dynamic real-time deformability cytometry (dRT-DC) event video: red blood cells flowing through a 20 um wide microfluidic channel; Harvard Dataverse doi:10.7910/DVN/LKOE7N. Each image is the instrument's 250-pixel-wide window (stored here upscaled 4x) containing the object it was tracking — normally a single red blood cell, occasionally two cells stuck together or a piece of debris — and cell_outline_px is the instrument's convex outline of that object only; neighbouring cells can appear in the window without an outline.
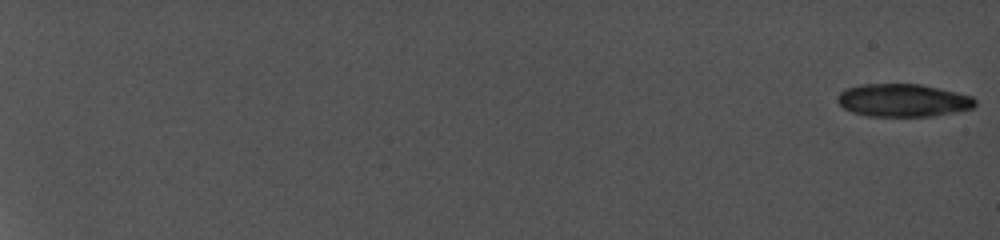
{"species": "common noctule bat (a hibernating species)", "species_latin": "Nyctalus noctula", "temperature_condition": "cold", "stored_images_in_passage": 40, "camera_frame_rate_fps": 5000, "um_per_image_px": 0.085, "animal": {"sex": "female", "body_mass_g": 19.0, "forearm_length_mm": 56.7}, "frame": {"image": 1, "passage_image": 1, "time_ms": 0.0, "image_size_px": [1000, 240], "cell_outline_px": [[976, 104], [972, 108], [932, 116], [868, 116], [852, 112], [844, 108], [836, 100], [836, 96], [840, 92], [848, 88], [860, 84], [920, 84], [956, 92], [972, 96], [976, 100]], "centroid_in_image_um": [76.73, 8.52], "position_along_channel_um": 8.3, "area_um2": 26.24}}
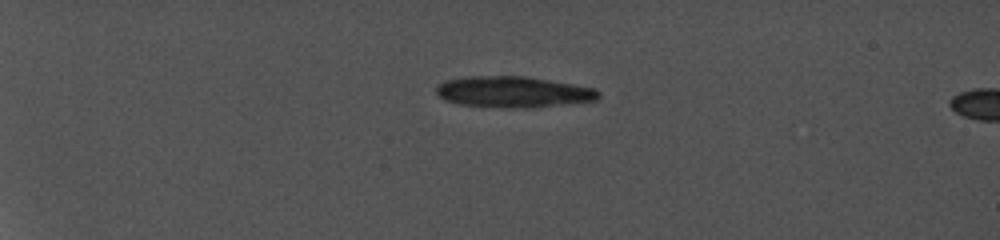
{"frame": {"image": 2, "passage_image": 34, "time_ms": 5.8, "image_size_px": [1000, 240], "cell_outline_px": [[600, 96], [596, 100], [532, 108], [508, 108], [456, 104], [444, 100], [436, 92], [436, 84], [444, 80], [468, 76], [524, 76], [596, 88], [600, 92]], "centroid_in_image_um": [43.58, 7.82], "position_along_channel_um": 41.4, "area_um2": 29.59}}